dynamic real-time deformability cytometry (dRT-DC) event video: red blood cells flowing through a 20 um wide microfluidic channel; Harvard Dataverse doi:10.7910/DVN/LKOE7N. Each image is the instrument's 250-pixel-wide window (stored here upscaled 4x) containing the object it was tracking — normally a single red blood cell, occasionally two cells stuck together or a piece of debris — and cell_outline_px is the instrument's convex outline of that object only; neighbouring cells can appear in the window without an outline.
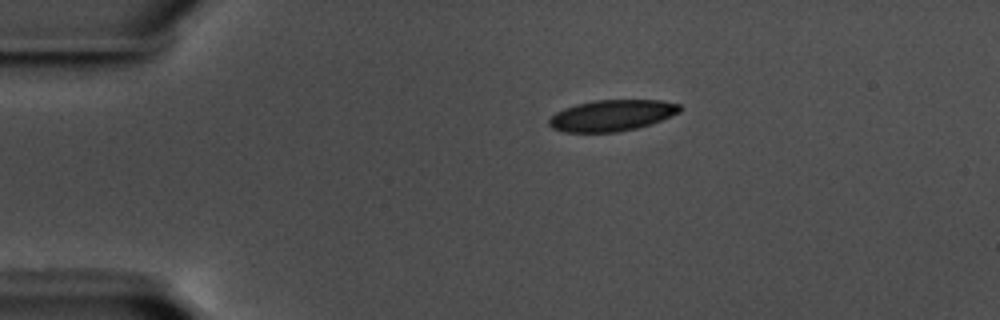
{"species": "common noctule bat (a hibernating species)", "species_latin": "Nyctalus noctula", "temperature_condition": "warm", "stored_images_in_passage": 47, "camera_frame_rate_fps": 3000, "um_per_image_px": 0.085, "animal": {"sex": "male", "body_mass_g": 17.5, "forearm_length_mm": 52.3}, "frame": {"image": 1, "passage_image": 1, "time_ms": 0.0, "image_size_px": [1000, 320], "cell_outline_px": [[684, 108], [680, 112], [660, 120], [636, 128], [616, 132], [564, 132], [552, 128], [548, 124], [548, 120], [556, 112], [564, 108], [576, 104], [596, 100], [660, 100], [680, 104]], "centroid_in_image_um": [52.0, 9.8], "position_along_channel_um": 33.0, "area_um2": 23.7}}
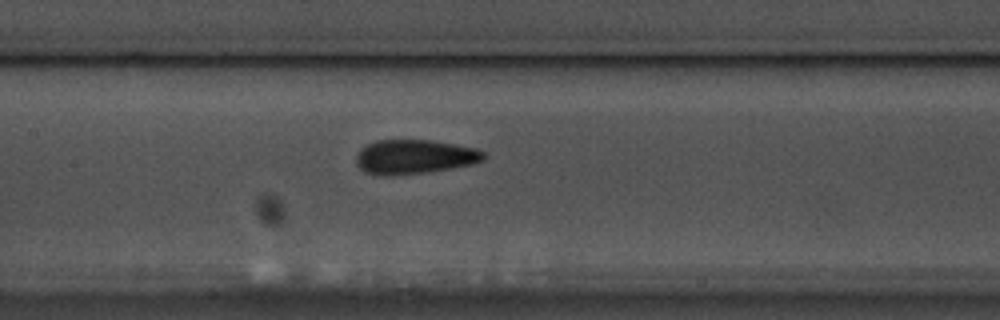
{"frame": {"image": 2, "passage_image": 17, "time_ms": 5.333, "image_size_px": [1000, 320], "cell_outline_px": [[484, 160], [472, 164], [424, 172], [384, 176], [364, 172], [356, 164], [356, 156], [360, 148], [376, 140], [428, 140], [456, 144], [476, 148], [484, 152]], "centroid_in_image_um": [35.19, 13.32], "position_along_channel_um": 172.2, "area_um2": 25.32}}
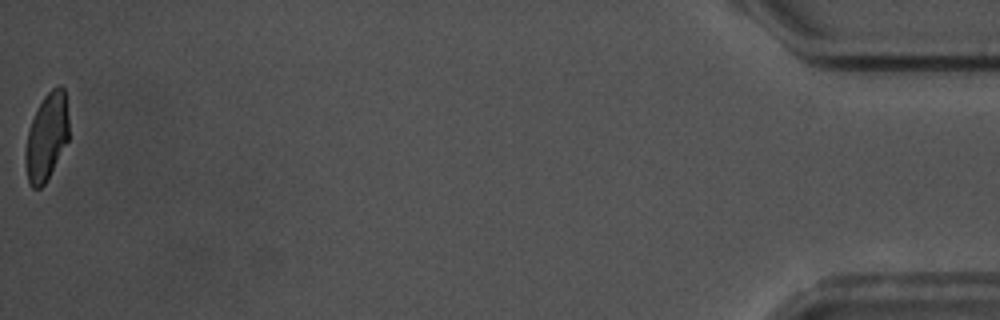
{"frame": {"image": 3, "passage_image": 47, "time_ms": 15.333, "image_size_px": [1000, 320], "cell_outline_px": [[68, 140], [44, 184], [40, 188], [32, 188], [28, 184], [24, 160], [24, 152], [28, 132], [32, 120], [44, 96], [52, 88], [60, 84], [64, 88], [68, 120]], "centroid_in_image_um": [3.94, 11.65], "position_along_channel_um": 431.3, "area_um2": 21.79}, "authors_computed_cell_mechanics": {"area_um2": 24.3338, "velocity_mm_per_s": 3.5531, "shape_relaxation_time_tau1_ms": 4.6931, "shape_relaxation_time_tau2_ms": 1.4301, "deformation_change_tau1": 0.1436, "deformation_change_tau2": 0.0875}}